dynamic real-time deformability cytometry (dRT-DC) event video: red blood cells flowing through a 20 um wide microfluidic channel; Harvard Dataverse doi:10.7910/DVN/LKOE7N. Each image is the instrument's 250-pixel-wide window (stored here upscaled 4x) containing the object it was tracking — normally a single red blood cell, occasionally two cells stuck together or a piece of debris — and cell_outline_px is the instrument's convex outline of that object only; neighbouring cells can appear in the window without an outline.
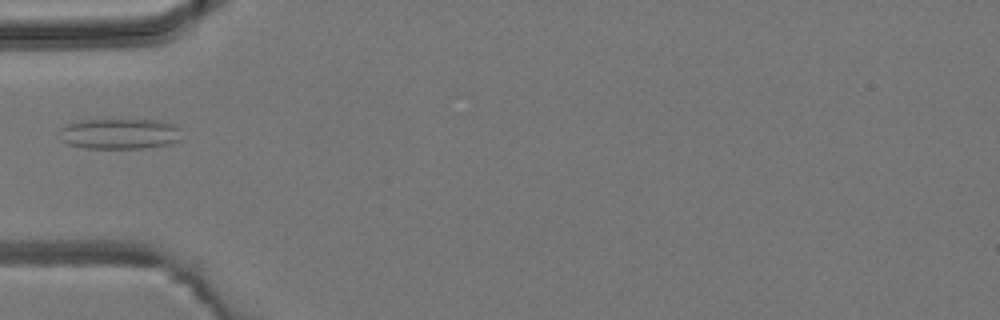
{"species": "common noctule bat (a hibernating species)", "species_latin": "Nyctalus noctula", "temperature_condition": "room temperature", "stored_images_in_passage": 7, "camera_frame_rate_fps": 3000, "um_per_image_px": 0.085, "animal": {"sex": "male", "body_mass_g": 19.2, "forearm_length_mm": 51.8}, "frame": {"image": 1, "passage_image": 5, "time_ms": 5.667, "image_size_px": [1000, 320], "cell_outline_px": [[180, 140], [172, 144], [140, 148], [84, 148], [68, 144], [60, 140], [60, 128], [64, 124], [80, 120], [160, 120], [176, 124], [180, 128]], "centroid_in_image_um": [10.17, 11.36], "position_along_channel_um": 74.8, "area_um2": 22.08}}
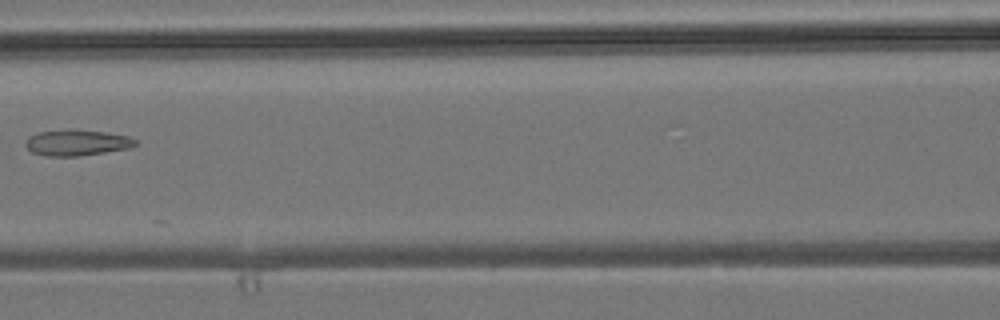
{"frame": {"image": 2, "passage_image": 7, "time_ms": 7.667, "image_size_px": [1000, 320], "cell_outline_px": [[136, 144], [128, 148], [80, 156], [44, 156], [32, 152], [24, 144], [24, 140], [28, 136], [40, 132], [68, 128], [72, 128], [108, 132], [128, 136], [136, 140]], "centroid_in_image_um": [6.48, 12.11], "position_along_channel_um": 160.1, "area_um2": 16.88}}